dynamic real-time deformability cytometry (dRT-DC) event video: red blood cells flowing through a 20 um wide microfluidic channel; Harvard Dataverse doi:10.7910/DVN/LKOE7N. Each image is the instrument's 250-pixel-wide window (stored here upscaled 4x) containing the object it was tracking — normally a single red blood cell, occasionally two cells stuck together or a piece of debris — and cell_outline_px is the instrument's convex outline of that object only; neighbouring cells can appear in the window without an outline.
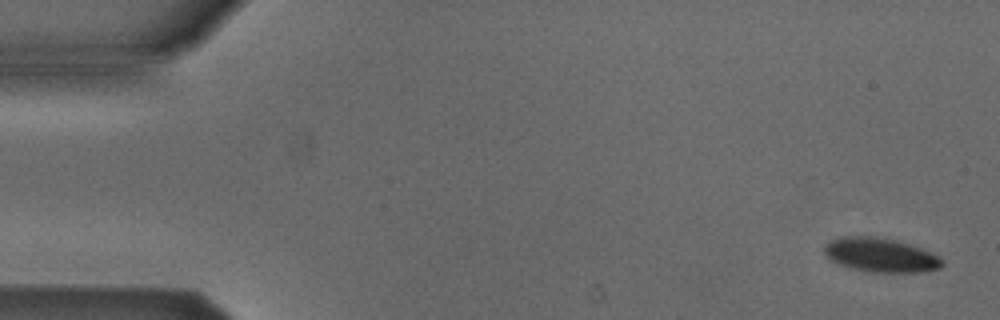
{"species": "Egyptian fruit bat (a non-hibernating species)", "species_latin": "Rousettus aegyptiacus", "temperature_condition": "cold", "stored_images_in_passage": 5, "camera_frame_rate_fps": 3000, "um_per_image_px": 0.085, "animal": {"sex": "male"}, "frame": {"image": 1, "passage_image": 1, "time_ms": 0.0, "image_size_px": [1000, 320], "cell_outline_px": [[944, 264], [940, 268], [928, 272], [872, 272], [848, 268], [828, 260], [824, 252], [824, 248], [832, 240], [840, 236], [872, 236], [896, 240], [920, 248], [944, 260]], "centroid_in_image_um": [74.83, 21.69], "position_along_channel_um": 10.2, "area_um2": 23.47}}
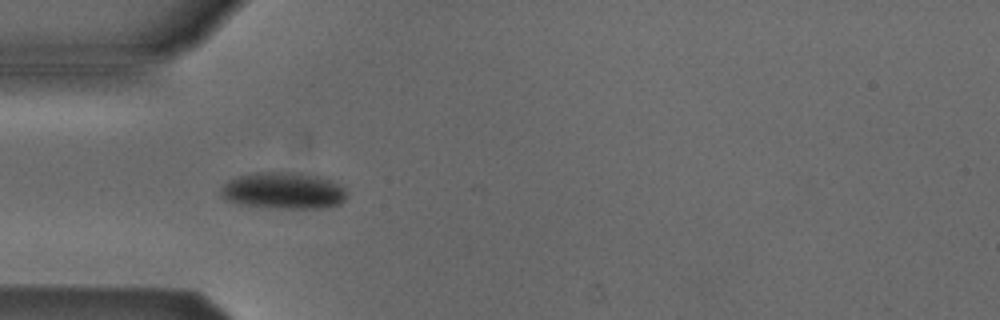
{"frame": {"image": 2, "passage_image": 4, "time_ms": 4.667, "image_size_px": [1000, 320], "cell_outline_px": [[348, 192], [344, 200], [340, 204], [328, 208], [276, 208], [240, 204], [224, 200], [220, 196], [220, 188], [228, 180], [236, 176], [256, 172], [300, 172], [320, 176], [332, 180], [344, 188]], "centroid_in_image_um": [24.09, 16.2], "position_along_channel_um": 60.9, "area_um2": 27.4}}